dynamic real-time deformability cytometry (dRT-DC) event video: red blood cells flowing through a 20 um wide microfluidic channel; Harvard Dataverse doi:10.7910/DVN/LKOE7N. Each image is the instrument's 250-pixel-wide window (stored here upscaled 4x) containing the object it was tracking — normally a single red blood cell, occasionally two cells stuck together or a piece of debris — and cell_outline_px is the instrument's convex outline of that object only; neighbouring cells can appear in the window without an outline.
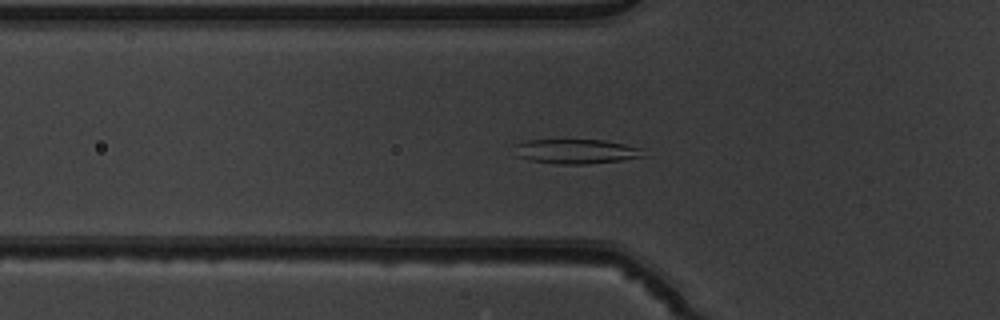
{"species": "common noctule bat (a hibernating species)", "species_latin": "Nyctalus noctula", "temperature_condition": "warm", "stored_images_in_passage": 53, "camera_frame_rate_fps": 3000, "um_per_image_px": 0.085, "animal": {"sex": "male", "body_mass_g": 19.5, "forearm_length_mm": 54.6}, "frame": {"image": 1, "passage_image": 19, "time_ms": 6.0, "image_size_px": [1000, 320], "cell_outline_px": [[644, 156], [620, 160], [588, 164], [560, 164], [532, 160], [516, 156], [516, 144], [528, 140], [604, 140], [624, 144], [640, 148]], "centroid_in_image_um": [48.96, 12.87], "position_along_channel_um": 76.8, "area_um2": 18.09}}
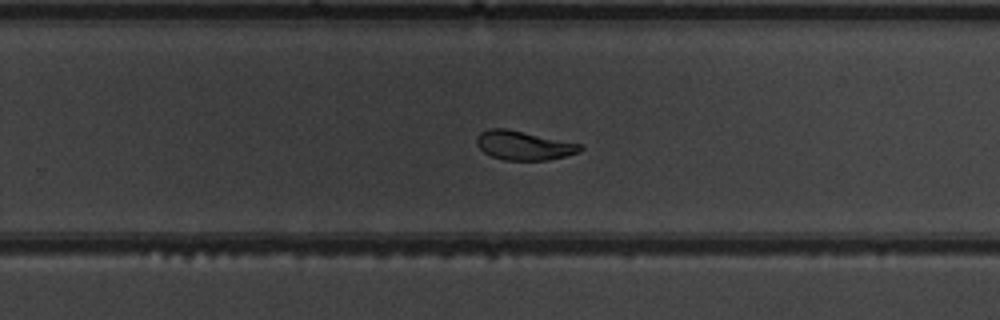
{"frame": {"image": 2, "passage_image": 35, "time_ms": 11.333, "image_size_px": [1000, 320], "cell_outline_px": [[584, 148], [580, 152], [548, 160], [504, 160], [492, 156], [484, 152], [476, 144], [476, 136], [480, 132], [488, 128], [504, 128], [584, 144]], "centroid_in_image_um": [44.53, 12.36], "position_along_channel_um": 285.3, "area_um2": 17.63}}
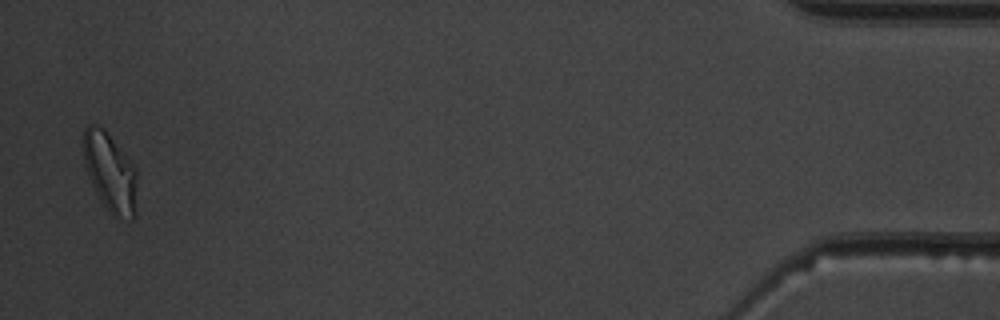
{"frame": {"image": 3, "passage_image": 52, "time_ms": 17.0, "image_size_px": [1000, 320], "cell_outline_px": [[136, 216], [116, 216], [100, 200], [88, 176], [84, 164], [80, 148], [80, 144], [84, 128], [88, 124], [96, 124], [108, 136], [136, 168]], "centroid_in_image_um": [9.29, 14.59], "position_along_channel_um": 425.9, "area_um2": 24.22}, "authors_computed_cell_mechanics": {"area_um2": 19.1318, "velocity_mm_per_s": 3.9138, "shape_relaxation_time_tau1_ms": 5.3982, "shape_relaxation_time_tau2_ms": 2.7974, "deformation_change_tau1": 0.1712, "deformation_change_tau2": 0.0855}}